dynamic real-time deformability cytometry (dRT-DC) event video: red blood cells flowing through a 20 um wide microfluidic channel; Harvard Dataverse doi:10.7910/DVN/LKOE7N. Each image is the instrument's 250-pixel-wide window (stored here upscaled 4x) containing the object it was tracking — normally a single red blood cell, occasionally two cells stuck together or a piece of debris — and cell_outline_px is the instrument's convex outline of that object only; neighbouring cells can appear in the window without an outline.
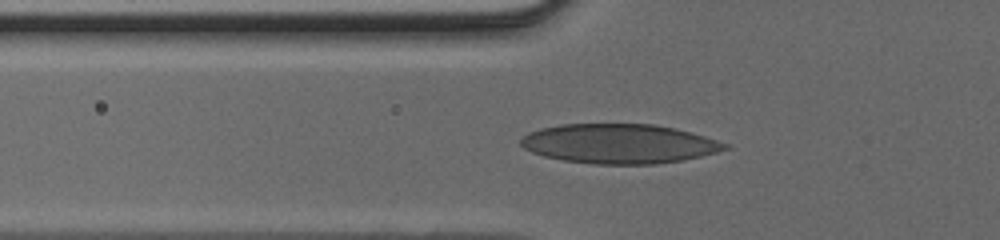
{"species": "human", "species_latin": "Homo sapiens", "temperature_condition": "cold", "stored_images_in_passage": 46, "camera_frame_rate_fps": 3000, "um_per_image_px": 0.085, "donor": {"sex": "male"}, "frame": {"image": 1, "passage_image": 17, "time_ms": 5.333, "image_size_px": [1000, 240], "cell_outline_px": [[732, 148], [700, 156], [680, 160], [656, 164], [592, 164], [564, 160], [544, 156], [532, 152], [524, 148], [520, 144], [520, 140], [528, 132], [540, 128], [560, 124], [652, 124], [676, 128], [704, 136], [728, 144]], "centroid_in_image_um": [52.61, 12.21], "position_along_channel_um": 73.2, "area_um2": 46.93}}
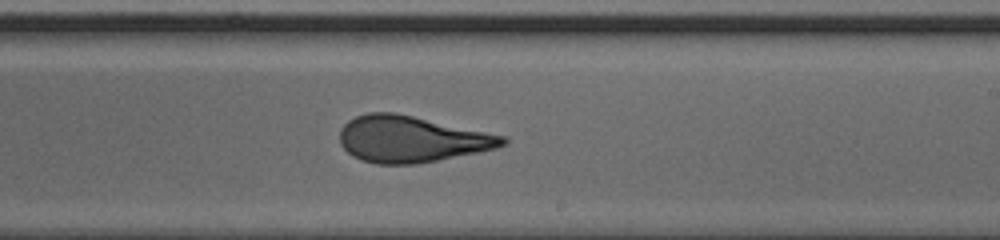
{"frame": {"image": 2, "passage_image": 29, "time_ms": 9.333, "image_size_px": [1000, 240], "cell_outline_px": [[508, 144], [496, 148], [416, 164], [376, 164], [360, 160], [352, 156], [340, 144], [340, 128], [348, 120], [356, 116], [368, 112], [392, 112], [412, 116], [508, 136]], "centroid_in_image_um": [34.95, 11.82], "position_along_channel_um": 254.0, "area_um2": 43.93}}
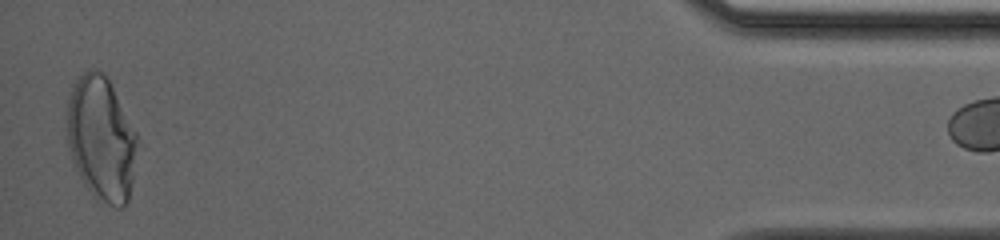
{"frame": {"image": 3, "passage_image": 45, "time_ms": 14.667, "image_size_px": [1000, 240], "cell_outline_px": [[144, 144], [128, 200], [120, 208], [116, 208], [96, 200], [84, 184], [72, 160], [68, 144], [68, 100], [72, 88], [76, 80], [88, 68], [96, 68], [104, 72]], "centroid_in_image_um": [8.71, 11.83], "position_along_channel_um": 426.5, "area_um2": 52.37}}